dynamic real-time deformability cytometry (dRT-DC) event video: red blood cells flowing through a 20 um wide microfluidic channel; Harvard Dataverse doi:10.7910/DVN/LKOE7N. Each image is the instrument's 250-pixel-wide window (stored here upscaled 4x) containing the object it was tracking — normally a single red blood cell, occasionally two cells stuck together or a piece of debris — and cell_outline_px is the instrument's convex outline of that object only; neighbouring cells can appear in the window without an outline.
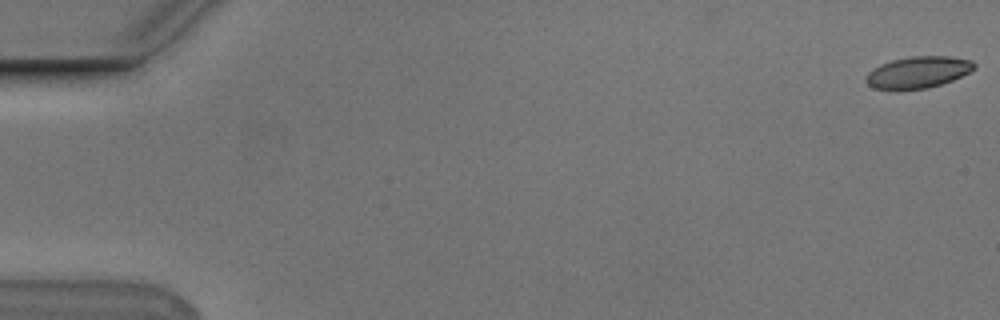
{"species": "Egyptian fruit bat (a non-hibernating species)", "species_latin": "Rousettus aegyptiacus", "temperature_condition": "cold", "stored_images_in_passage": 55, "camera_frame_rate_fps": 3000, "um_per_image_px": 0.085, "animal": {"sex": "male"}, "frame": {"image": 1, "passage_image": 1, "time_ms": 0.0, "image_size_px": [1000, 320], "cell_outline_px": [[976, 68], [952, 80], [928, 88], [900, 92], [888, 92], [872, 88], [864, 80], [864, 76], [872, 68], [880, 64], [892, 60], [908, 56], [948, 56], [972, 60], [976, 64]], "centroid_in_image_um": [77.94, 6.18], "position_along_channel_um": 7.1, "area_um2": 20.75}}
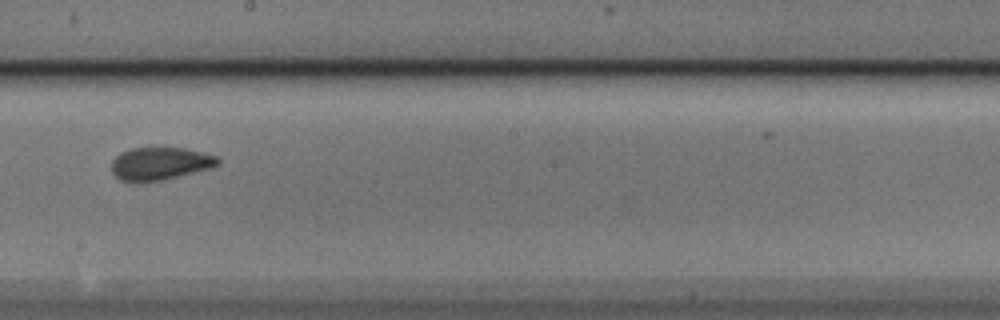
{"frame": {"image": 2, "passage_image": 32, "time_ms": 10.333, "image_size_px": [1000, 320], "cell_outline_px": [[220, 164], [212, 168], [160, 180], [120, 180], [112, 172], [112, 160], [120, 152], [128, 148], [156, 144], [160, 144], [184, 148], [204, 152], [216, 156], [220, 160]], "centroid_in_image_um": [13.62, 13.81], "position_along_channel_um": 234.6, "area_um2": 20.87}}
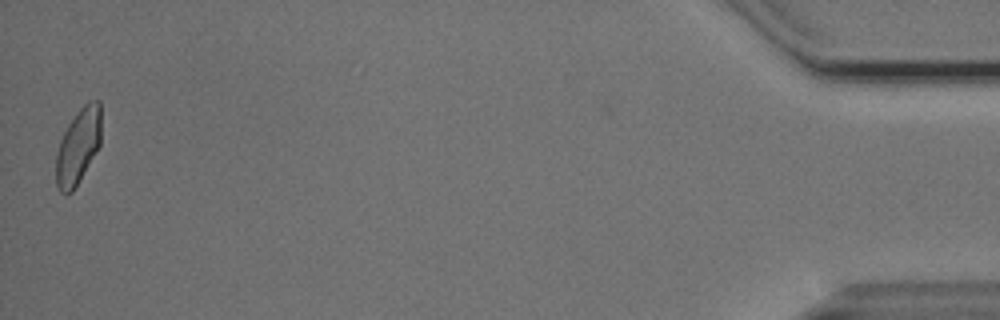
{"frame": {"image": 3, "passage_image": 55, "time_ms": 18.0, "image_size_px": [1000, 320], "cell_outline_px": [[100, 144], [72, 192], [60, 192], [56, 184], [56, 152], [60, 140], [68, 124], [80, 108], [88, 100], [100, 100]], "centroid_in_image_um": [6.63, 12.39], "position_along_channel_um": 428.6, "area_um2": 19.48}, "authors_computed_cell_mechanics": {"area_um2": 20.519, "velocity_mm_per_s": 3.7355, "shape_relaxation_time_tau1_ms": 9.2253, "shape_relaxation_time_tau2_ms": 1.0193, "deformation_change_tau1": 0.1614, "deformation_change_tau2": 0.0574}}